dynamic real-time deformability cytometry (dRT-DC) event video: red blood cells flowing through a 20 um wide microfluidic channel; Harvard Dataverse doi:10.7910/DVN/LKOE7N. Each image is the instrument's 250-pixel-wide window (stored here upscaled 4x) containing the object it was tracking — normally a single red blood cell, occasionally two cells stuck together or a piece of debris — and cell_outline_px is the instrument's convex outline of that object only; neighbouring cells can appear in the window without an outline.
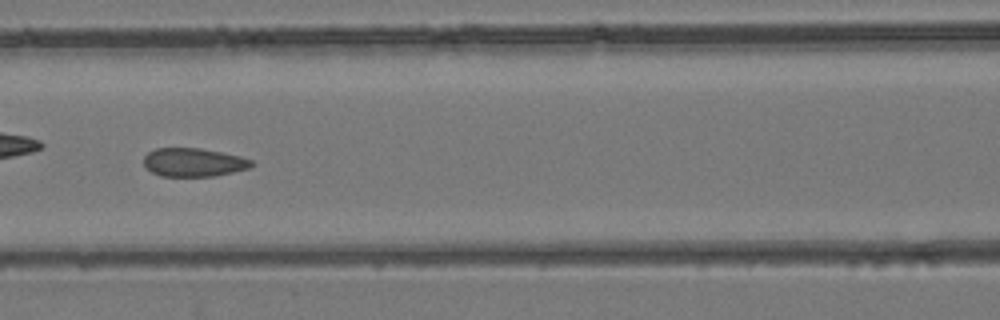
{"species": "common noctule bat (a hibernating species)", "species_latin": "Nyctalus noctula", "temperature_condition": "room temperature", "stored_images_in_passage": 43, "camera_frame_rate_fps": 3000, "um_per_image_px": 0.085, "animal": {"sex": "female", "body_mass_g": 24.6, "forearm_length_mm": 56.2}, "frame": {"image": 1, "passage_image": 19, "time_ms": 6.0, "image_size_px": [1000, 320], "cell_outline_px": [[256, 164], [248, 168], [216, 176], [160, 176], [152, 172], [144, 164], [144, 156], [148, 152], [156, 148], [200, 148], [240, 156], [252, 160]], "centroid_in_image_um": [16.46, 13.8], "position_along_channel_um": 150.1, "area_um2": 17.86}}
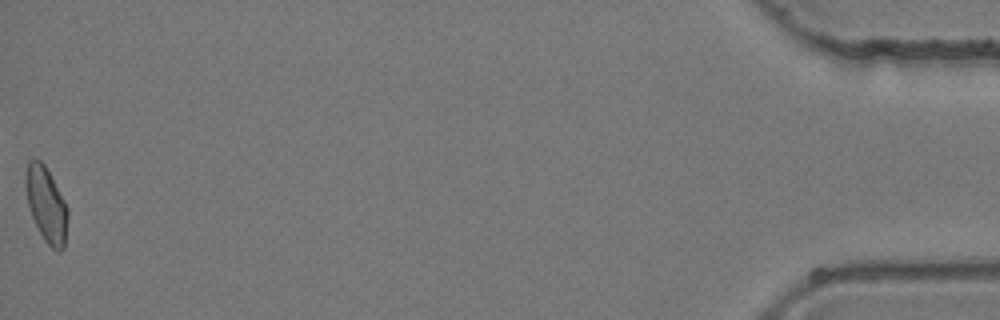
{"frame": {"image": 2, "passage_image": 43, "time_ms": 14.0, "image_size_px": [1000, 320], "cell_outline_px": [[68, 216], [64, 248], [60, 252], [56, 252], [44, 240], [32, 216], [28, 204], [24, 184], [24, 180], [28, 160], [40, 160], [44, 164], [64, 200], [68, 208]], "centroid_in_image_um": [3.93, 17.4], "position_along_channel_um": 431.3, "area_um2": 18.32}}